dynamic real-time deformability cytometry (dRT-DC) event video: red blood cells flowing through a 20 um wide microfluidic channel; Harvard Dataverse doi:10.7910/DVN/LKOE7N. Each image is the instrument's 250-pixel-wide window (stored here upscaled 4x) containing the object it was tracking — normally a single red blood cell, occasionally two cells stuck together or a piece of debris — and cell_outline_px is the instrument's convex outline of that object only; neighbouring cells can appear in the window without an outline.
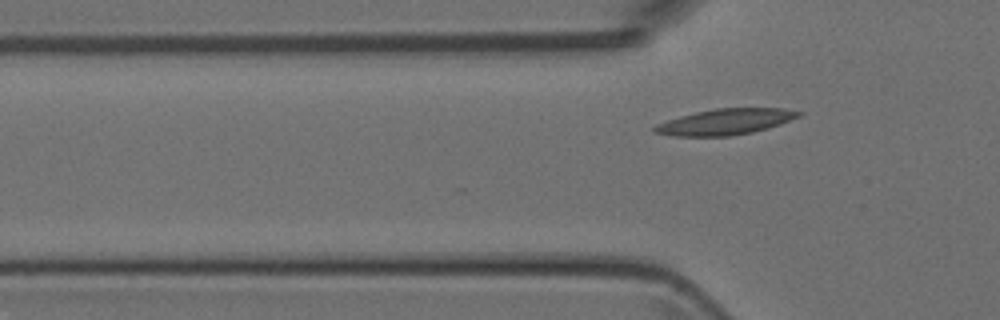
{"species": "Egyptian fruit bat (a non-hibernating species)", "species_latin": "Rousettus aegyptiacus", "temperature_condition": "room temperature", "stored_images_in_passage": 4, "camera_frame_rate_fps": 3000, "um_per_image_px": 0.085, "animal": {"sex": "female"}, "frame": {"image": 1, "passage_image": 4, "time_ms": 3.333, "image_size_px": [1000, 320], "cell_outline_px": [[804, 112], [800, 116], [780, 124], [768, 128], [752, 132], [728, 136], [672, 136], [652, 132], [652, 128], [656, 124], [680, 116], [696, 112], [716, 108], [784, 108]], "centroid_in_image_um": [61.65, 10.35], "position_along_channel_um": 64.2, "area_um2": 21.73}}